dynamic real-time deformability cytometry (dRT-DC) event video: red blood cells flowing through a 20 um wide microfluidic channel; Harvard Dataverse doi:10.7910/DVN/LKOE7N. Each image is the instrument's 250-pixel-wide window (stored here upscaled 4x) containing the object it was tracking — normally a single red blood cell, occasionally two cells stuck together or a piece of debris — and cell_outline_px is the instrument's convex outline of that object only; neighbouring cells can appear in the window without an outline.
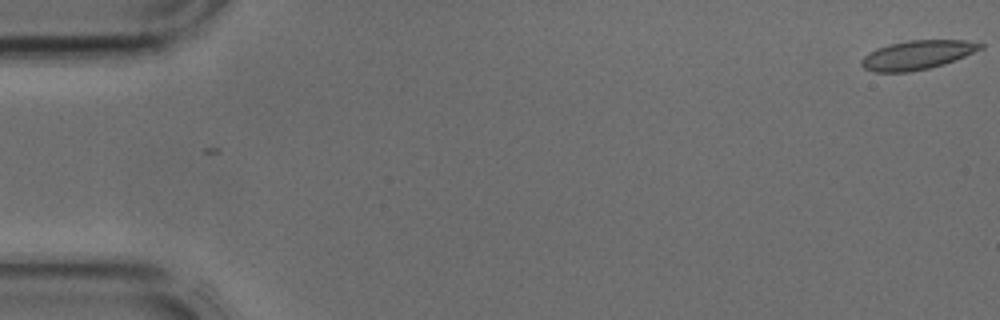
{"species": "common noctule bat (a hibernating species)", "species_latin": "Nyctalus noctula", "temperature_condition": "cold", "stored_images_in_passage": 2, "camera_frame_rate_fps": 3000, "um_per_image_px": 0.085, "animal": {"sex": "male", "body_mass_g": 17.9, "forearm_length_mm": 54.2}, "frame": {"image": 1, "passage_image": 1, "time_ms": 0.0, "image_size_px": [1000, 320], "cell_outline_px": [[984, 48], [944, 64], [928, 68], [908, 72], [876, 72], [864, 68], [860, 64], [860, 60], [868, 52], [876, 48], [888, 44], [908, 40], [964, 40], [984, 44]], "centroid_in_image_um": [77.93, 4.66], "position_along_channel_um": 7.1, "area_um2": 20.11}}